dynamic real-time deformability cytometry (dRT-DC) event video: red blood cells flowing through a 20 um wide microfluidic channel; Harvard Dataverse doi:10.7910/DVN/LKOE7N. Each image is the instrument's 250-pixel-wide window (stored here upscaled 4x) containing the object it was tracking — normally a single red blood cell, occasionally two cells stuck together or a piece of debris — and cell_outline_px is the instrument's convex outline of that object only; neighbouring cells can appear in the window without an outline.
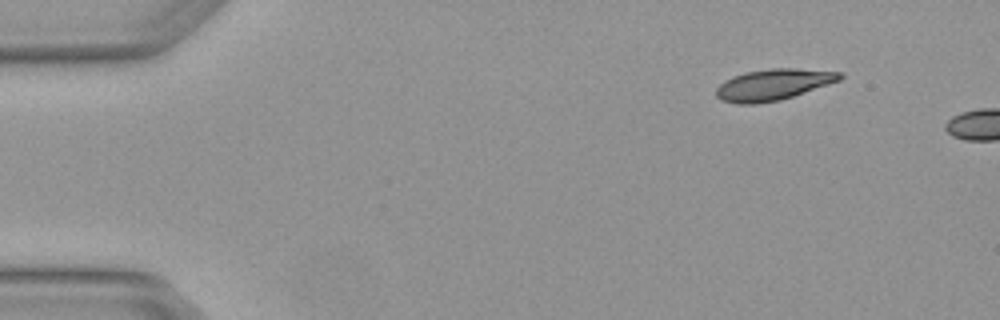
{"species": "Egyptian fruit bat (a non-hibernating species)", "species_latin": "Rousettus aegyptiacus", "temperature_condition": "warm", "stored_images_in_passage": 2, "camera_frame_rate_fps": 3000, "um_per_image_px": 0.085, "animal": {"sex": "female"}, "frame": {"image": 1, "passage_image": 1, "time_ms": 0.0, "image_size_px": [1000, 320], "cell_outline_px": [[844, 76], [840, 80], [780, 100], [756, 104], [736, 104], [720, 100], [716, 96], [716, 88], [724, 80], [732, 76], [744, 72], [768, 68], [796, 68], [840, 72]], "centroid_in_image_um": [65.67, 7.19], "position_along_channel_um": 19.3, "area_um2": 22.54}}